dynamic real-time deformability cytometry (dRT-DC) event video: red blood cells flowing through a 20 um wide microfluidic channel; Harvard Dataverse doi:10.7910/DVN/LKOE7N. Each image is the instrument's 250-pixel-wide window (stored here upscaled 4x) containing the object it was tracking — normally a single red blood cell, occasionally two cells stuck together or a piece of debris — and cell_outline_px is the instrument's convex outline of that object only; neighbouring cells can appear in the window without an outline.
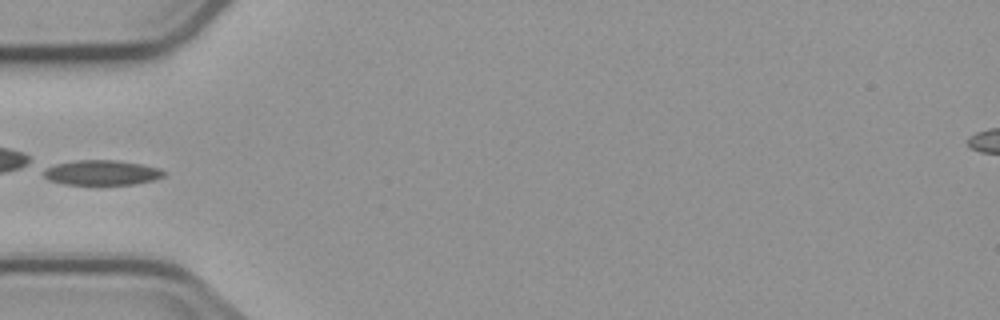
{"species": "common noctule bat (a hibernating species)", "species_latin": "Nyctalus noctula", "temperature_condition": "cold", "stored_images_in_passage": 6, "camera_frame_rate_fps": 3000, "um_per_image_px": 0.085, "animal": {"sex": "male", "body_mass_g": 23.1, "forearm_length_mm": 52.7}, "frame": {"image": 1, "passage_image": 6, "time_ms": 5.667, "image_size_px": [1000, 320], "cell_outline_px": [[168, 172], [164, 176], [152, 180], [132, 184], [64, 184], [48, 180], [44, 176], [44, 168], [56, 164], [76, 160], [112, 160], [140, 164], [160, 168]], "centroid_in_image_um": [8.65, 14.67], "position_along_channel_um": 76.4, "area_um2": 17.34}}